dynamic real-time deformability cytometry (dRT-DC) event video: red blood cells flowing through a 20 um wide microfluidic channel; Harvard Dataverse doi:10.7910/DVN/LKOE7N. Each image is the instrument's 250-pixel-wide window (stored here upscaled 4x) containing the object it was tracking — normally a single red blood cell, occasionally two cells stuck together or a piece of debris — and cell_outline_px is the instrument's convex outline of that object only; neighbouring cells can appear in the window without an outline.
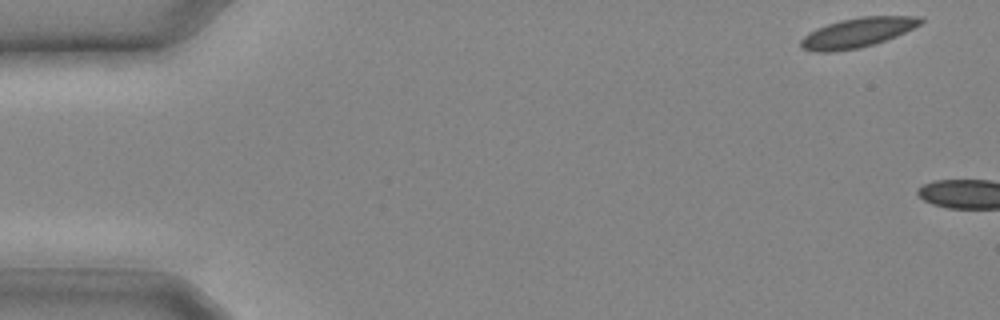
{"species": "common noctule bat (a hibernating species)", "species_latin": "Nyctalus noctula", "temperature_condition": "cold", "stored_images_in_passage": 3, "camera_frame_rate_fps": 3000, "um_per_image_px": 0.085, "animal": {"sex": "male", "body_mass_g": 20.4}, "frame": {"image": 1, "passage_image": 1, "time_ms": 0.0, "image_size_px": [1000, 320], "cell_outline_px": [[924, 20], [920, 24], [896, 36], [860, 48], [832, 52], [812, 52], [800, 48], [800, 40], [808, 32], [816, 28], [840, 20], [860, 16], [920, 16]], "centroid_in_image_um": [72.82, 2.78], "position_along_channel_um": 12.2, "area_um2": 20.69}}